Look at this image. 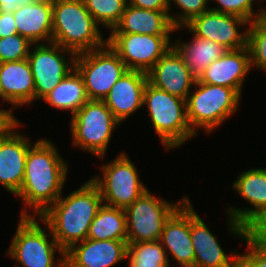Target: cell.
Returning <instances> with one entry per match:
<instances>
[{
    "mask_svg": "<svg viewBox=\"0 0 266 267\" xmlns=\"http://www.w3.org/2000/svg\"><path fill=\"white\" fill-rule=\"evenodd\" d=\"M68 165L52 141L34 142L28 149L24 181L16 195L24 203L20 216L39 217L56 202L63 194ZM29 209L34 213L30 215Z\"/></svg>",
    "mask_w": 266,
    "mask_h": 267,
    "instance_id": "obj_1",
    "label": "cell"
},
{
    "mask_svg": "<svg viewBox=\"0 0 266 267\" xmlns=\"http://www.w3.org/2000/svg\"><path fill=\"white\" fill-rule=\"evenodd\" d=\"M102 205L99 188L89 179L66 197L61 195L38 218L50 227L58 246L66 252L87 239L90 225Z\"/></svg>",
    "mask_w": 266,
    "mask_h": 267,
    "instance_id": "obj_2",
    "label": "cell"
},
{
    "mask_svg": "<svg viewBox=\"0 0 266 267\" xmlns=\"http://www.w3.org/2000/svg\"><path fill=\"white\" fill-rule=\"evenodd\" d=\"M52 43L75 54L107 44L83 0H52Z\"/></svg>",
    "mask_w": 266,
    "mask_h": 267,
    "instance_id": "obj_3",
    "label": "cell"
},
{
    "mask_svg": "<svg viewBox=\"0 0 266 267\" xmlns=\"http://www.w3.org/2000/svg\"><path fill=\"white\" fill-rule=\"evenodd\" d=\"M145 105L152 126L166 150L181 147L197 136L188 123L185 99L169 94L148 81L144 90Z\"/></svg>",
    "mask_w": 266,
    "mask_h": 267,
    "instance_id": "obj_4",
    "label": "cell"
},
{
    "mask_svg": "<svg viewBox=\"0 0 266 267\" xmlns=\"http://www.w3.org/2000/svg\"><path fill=\"white\" fill-rule=\"evenodd\" d=\"M42 222L48 230L42 228L34 216H20L11 245L6 251L7 256L22 267H65V252L58 246L50 227ZM56 252L61 256L57 262Z\"/></svg>",
    "mask_w": 266,
    "mask_h": 267,
    "instance_id": "obj_5",
    "label": "cell"
},
{
    "mask_svg": "<svg viewBox=\"0 0 266 267\" xmlns=\"http://www.w3.org/2000/svg\"><path fill=\"white\" fill-rule=\"evenodd\" d=\"M194 87L196 90L186 100L188 123L195 134L198 129L210 134L236 113L242 96L230 87L206 84L198 79Z\"/></svg>",
    "mask_w": 266,
    "mask_h": 267,
    "instance_id": "obj_6",
    "label": "cell"
},
{
    "mask_svg": "<svg viewBox=\"0 0 266 267\" xmlns=\"http://www.w3.org/2000/svg\"><path fill=\"white\" fill-rule=\"evenodd\" d=\"M73 145L103 159L117 125L121 123L103 100H88L70 120Z\"/></svg>",
    "mask_w": 266,
    "mask_h": 267,
    "instance_id": "obj_7",
    "label": "cell"
},
{
    "mask_svg": "<svg viewBox=\"0 0 266 267\" xmlns=\"http://www.w3.org/2000/svg\"><path fill=\"white\" fill-rule=\"evenodd\" d=\"M188 199L170 203L146 190L125 209L128 242L159 241L165 223Z\"/></svg>",
    "mask_w": 266,
    "mask_h": 267,
    "instance_id": "obj_8",
    "label": "cell"
},
{
    "mask_svg": "<svg viewBox=\"0 0 266 267\" xmlns=\"http://www.w3.org/2000/svg\"><path fill=\"white\" fill-rule=\"evenodd\" d=\"M103 173L90 178L99 188L103 204L126 209L148 188L140 181L135 164L122 152L109 163L102 164Z\"/></svg>",
    "mask_w": 266,
    "mask_h": 267,
    "instance_id": "obj_9",
    "label": "cell"
},
{
    "mask_svg": "<svg viewBox=\"0 0 266 267\" xmlns=\"http://www.w3.org/2000/svg\"><path fill=\"white\" fill-rule=\"evenodd\" d=\"M75 68L83 78L89 100H104L112 86L128 71L124 62L107 44L76 54Z\"/></svg>",
    "mask_w": 266,
    "mask_h": 267,
    "instance_id": "obj_10",
    "label": "cell"
},
{
    "mask_svg": "<svg viewBox=\"0 0 266 267\" xmlns=\"http://www.w3.org/2000/svg\"><path fill=\"white\" fill-rule=\"evenodd\" d=\"M33 47L27 60L34 77L35 100H42L75 68L76 54L52 42Z\"/></svg>",
    "mask_w": 266,
    "mask_h": 267,
    "instance_id": "obj_11",
    "label": "cell"
},
{
    "mask_svg": "<svg viewBox=\"0 0 266 267\" xmlns=\"http://www.w3.org/2000/svg\"><path fill=\"white\" fill-rule=\"evenodd\" d=\"M232 186L244 201L252 205L245 209L226 208L229 232L242 240L246 237V227L266 210V167L241 172Z\"/></svg>",
    "mask_w": 266,
    "mask_h": 267,
    "instance_id": "obj_12",
    "label": "cell"
},
{
    "mask_svg": "<svg viewBox=\"0 0 266 267\" xmlns=\"http://www.w3.org/2000/svg\"><path fill=\"white\" fill-rule=\"evenodd\" d=\"M171 36L109 34L107 45L128 70L148 73L172 47Z\"/></svg>",
    "mask_w": 266,
    "mask_h": 267,
    "instance_id": "obj_13",
    "label": "cell"
},
{
    "mask_svg": "<svg viewBox=\"0 0 266 267\" xmlns=\"http://www.w3.org/2000/svg\"><path fill=\"white\" fill-rule=\"evenodd\" d=\"M247 25L249 22L239 16L209 9L184 26L176 27L175 31L186 28L192 35L217 42L228 50H237L247 46ZM244 26L245 31L240 32L239 29Z\"/></svg>",
    "mask_w": 266,
    "mask_h": 267,
    "instance_id": "obj_14",
    "label": "cell"
},
{
    "mask_svg": "<svg viewBox=\"0 0 266 267\" xmlns=\"http://www.w3.org/2000/svg\"><path fill=\"white\" fill-rule=\"evenodd\" d=\"M21 126L18 121L0 138V184L14 196L24 181L27 152L33 144L25 134L17 133Z\"/></svg>",
    "mask_w": 266,
    "mask_h": 267,
    "instance_id": "obj_15",
    "label": "cell"
},
{
    "mask_svg": "<svg viewBox=\"0 0 266 267\" xmlns=\"http://www.w3.org/2000/svg\"><path fill=\"white\" fill-rule=\"evenodd\" d=\"M147 74L152 85L185 100L197 80L173 46Z\"/></svg>",
    "mask_w": 266,
    "mask_h": 267,
    "instance_id": "obj_16",
    "label": "cell"
},
{
    "mask_svg": "<svg viewBox=\"0 0 266 267\" xmlns=\"http://www.w3.org/2000/svg\"><path fill=\"white\" fill-rule=\"evenodd\" d=\"M128 241L85 239L65 252V267H112L126 259Z\"/></svg>",
    "mask_w": 266,
    "mask_h": 267,
    "instance_id": "obj_17",
    "label": "cell"
},
{
    "mask_svg": "<svg viewBox=\"0 0 266 267\" xmlns=\"http://www.w3.org/2000/svg\"><path fill=\"white\" fill-rule=\"evenodd\" d=\"M190 237L194 247V267H238L239 253L227 255L209 230L204 220L194 210L190 201Z\"/></svg>",
    "mask_w": 266,
    "mask_h": 267,
    "instance_id": "obj_18",
    "label": "cell"
},
{
    "mask_svg": "<svg viewBox=\"0 0 266 267\" xmlns=\"http://www.w3.org/2000/svg\"><path fill=\"white\" fill-rule=\"evenodd\" d=\"M180 267H194V247L190 237V199L167 220L159 240Z\"/></svg>",
    "mask_w": 266,
    "mask_h": 267,
    "instance_id": "obj_19",
    "label": "cell"
},
{
    "mask_svg": "<svg viewBox=\"0 0 266 267\" xmlns=\"http://www.w3.org/2000/svg\"><path fill=\"white\" fill-rule=\"evenodd\" d=\"M251 68L248 46L228 50L222 57L207 66L198 80L206 84L230 87L241 96L243 82Z\"/></svg>",
    "mask_w": 266,
    "mask_h": 267,
    "instance_id": "obj_20",
    "label": "cell"
},
{
    "mask_svg": "<svg viewBox=\"0 0 266 267\" xmlns=\"http://www.w3.org/2000/svg\"><path fill=\"white\" fill-rule=\"evenodd\" d=\"M147 82V73L128 70L104 98V103L120 123L144 107L143 98Z\"/></svg>",
    "mask_w": 266,
    "mask_h": 267,
    "instance_id": "obj_21",
    "label": "cell"
},
{
    "mask_svg": "<svg viewBox=\"0 0 266 267\" xmlns=\"http://www.w3.org/2000/svg\"><path fill=\"white\" fill-rule=\"evenodd\" d=\"M0 87L13 108L34 103L35 82L28 60L0 63Z\"/></svg>",
    "mask_w": 266,
    "mask_h": 267,
    "instance_id": "obj_22",
    "label": "cell"
},
{
    "mask_svg": "<svg viewBox=\"0 0 266 267\" xmlns=\"http://www.w3.org/2000/svg\"><path fill=\"white\" fill-rule=\"evenodd\" d=\"M168 11H154L127 4L118 24L110 34L170 36L175 31Z\"/></svg>",
    "mask_w": 266,
    "mask_h": 267,
    "instance_id": "obj_23",
    "label": "cell"
},
{
    "mask_svg": "<svg viewBox=\"0 0 266 267\" xmlns=\"http://www.w3.org/2000/svg\"><path fill=\"white\" fill-rule=\"evenodd\" d=\"M13 17L18 34L32 44L52 42V0H38L18 7L13 12Z\"/></svg>",
    "mask_w": 266,
    "mask_h": 267,
    "instance_id": "obj_24",
    "label": "cell"
},
{
    "mask_svg": "<svg viewBox=\"0 0 266 267\" xmlns=\"http://www.w3.org/2000/svg\"><path fill=\"white\" fill-rule=\"evenodd\" d=\"M191 42L180 41L172 43L188 66L191 74L199 79L207 66L222 57L228 49L217 42L193 35Z\"/></svg>",
    "mask_w": 266,
    "mask_h": 267,
    "instance_id": "obj_25",
    "label": "cell"
},
{
    "mask_svg": "<svg viewBox=\"0 0 266 267\" xmlns=\"http://www.w3.org/2000/svg\"><path fill=\"white\" fill-rule=\"evenodd\" d=\"M88 100L83 78L76 68L43 98L51 107L71 111L72 116Z\"/></svg>",
    "mask_w": 266,
    "mask_h": 267,
    "instance_id": "obj_26",
    "label": "cell"
},
{
    "mask_svg": "<svg viewBox=\"0 0 266 267\" xmlns=\"http://www.w3.org/2000/svg\"><path fill=\"white\" fill-rule=\"evenodd\" d=\"M87 239L127 241L125 210L103 204L90 225Z\"/></svg>",
    "mask_w": 266,
    "mask_h": 267,
    "instance_id": "obj_27",
    "label": "cell"
},
{
    "mask_svg": "<svg viewBox=\"0 0 266 267\" xmlns=\"http://www.w3.org/2000/svg\"><path fill=\"white\" fill-rule=\"evenodd\" d=\"M126 259L129 267H171L160 241L128 242Z\"/></svg>",
    "mask_w": 266,
    "mask_h": 267,
    "instance_id": "obj_28",
    "label": "cell"
},
{
    "mask_svg": "<svg viewBox=\"0 0 266 267\" xmlns=\"http://www.w3.org/2000/svg\"><path fill=\"white\" fill-rule=\"evenodd\" d=\"M85 8L98 25L111 31L120 21L127 0H83Z\"/></svg>",
    "mask_w": 266,
    "mask_h": 267,
    "instance_id": "obj_29",
    "label": "cell"
},
{
    "mask_svg": "<svg viewBox=\"0 0 266 267\" xmlns=\"http://www.w3.org/2000/svg\"><path fill=\"white\" fill-rule=\"evenodd\" d=\"M247 46L252 68L266 72V13L249 23Z\"/></svg>",
    "mask_w": 266,
    "mask_h": 267,
    "instance_id": "obj_30",
    "label": "cell"
},
{
    "mask_svg": "<svg viewBox=\"0 0 266 267\" xmlns=\"http://www.w3.org/2000/svg\"><path fill=\"white\" fill-rule=\"evenodd\" d=\"M218 3V6L209 7L211 10L224 14L239 16L249 23L263 16L266 13V8H259V11H254L253 4L258 0H210ZM254 2V3H253ZM260 2V0L258 1Z\"/></svg>",
    "mask_w": 266,
    "mask_h": 267,
    "instance_id": "obj_31",
    "label": "cell"
},
{
    "mask_svg": "<svg viewBox=\"0 0 266 267\" xmlns=\"http://www.w3.org/2000/svg\"><path fill=\"white\" fill-rule=\"evenodd\" d=\"M172 1V2H171ZM208 2L210 0H167L168 14L171 22L175 27L184 26L195 16L201 15L208 11ZM171 3L175 4L177 8H180L181 12L171 15L170 9L172 10ZM208 7V8H207Z\"/></svg>",
    "mask_w": 266,
    "mask_h": 267,
    "instance_id": "obj_32",
    "label": "cell"
},
{
    "mask_svg": "<svg viewBox=\"0 0 266 267\" xmlns=\"http://www.w3.org/2000/svg\"><path fill=\"white\" fill-rule=\"evenodd\" d=\"M32 46L27 38L19 34L0 38V63L27 59Z\"/></svg>",
    "mask_w": 266,
    "mask_h": 267,
    "instance_id": "obj_33",
    "label": "cell"
},
{
    "mask_svg": "<svg viewBox=\"0 0 266 267\" xmlns=\"http://www.w3.org/2000/svg\"><path fill=\"white\" fill-rule=\"evenodd\" d=\"M242 241L247 244L248 252L239 254L238 267H266V248L256 245L247 236Z\"/></svg>",
    "mask_w": 266,
    "mask_h": 267,
    "instance_id": "obj_34",
    "label": "cell"
},
{
    "mask_svg": "<svg viewBox=\"0 0 266 267\" xmlns=\"http://www.w3.org/2000/svg\"><path fill=\"white\" fill-rule=\"evenodd\" d=\"M246 236L256 245L266 248V210L246 227Z\"/></svg>",
    "mask_w": 266,
    "mask_h": 267,
    "instance_id": "obj_35",
    "label": "cell"
},
{
    "mask_svg": "<svg viewBox=\"0 0 266 267\" xmlns=\"http://www.w3.org/2000/svg\"><path fill=\"white\" fill-rule=\"evenodd\" d=\"M18 34L13 13L0 11V38Z\"/></svg>",
    "mask_w": 266,
    "mask_h": 267,
    "instance_id": "obj_36",
    "label": "cell"
},
{
    "mask_svg": "<svg viewBox=\"0 0 266 267\" xmlns=\"http://www.w3.org/2000/svg\"><path fill=\"white\" fill-rule=\"evenodd\" d=\"M127 4L142 9L168 11L167 0H127Z\"/></svg>",
    "mask_w": 266,
    "mask_h": 267,
    "instance_id": "obj_37",
    "label": "cell"
},
{
    "mask_svg": "<svg viewBox=\"0 0 266 267\" xmlns=\"http://www.w3.org/2000/svg\"><path fill=\"white\" fill-rule=\"evenodd\" d=\"M12 109H0V138L19 121Z\"/></svg>",
    "mask_w": 266,
    "mask_h": 267,
    "instance_id": "obj_38",
    "label": "cell"
},
{
    "mask_svg": "<svg viewBox=\"0 0 266 267\" xmlns=\"http://www.w3.org/2000/svg\"><path fill=\"white\" fill-rule=\"evenodd\" d=\"M38 0H0V11L13 13L18 7L28 5Z\"/></svg>",
    "mask_w": 266,
    "mask_h": 267,
    "instance_id": "obj_39",
    "label": "cell"
},
{
    "mask_svg": "<svg viewBox=\"0 0 266 267\" xmlns=\"http://www.w3.org/2000/svg\"><path fill=\"white\" fill-rule=\"evenodd\" d=\"M0 99L2 100L3 99V102H7L4 97H3V94H2V90H1V87H0Z\"/></svg>",
    "mask_w": 266,
    "mask_h": 267,
    "instance_id": "obj_40",
    "label": "cell"
}]
</instances>
